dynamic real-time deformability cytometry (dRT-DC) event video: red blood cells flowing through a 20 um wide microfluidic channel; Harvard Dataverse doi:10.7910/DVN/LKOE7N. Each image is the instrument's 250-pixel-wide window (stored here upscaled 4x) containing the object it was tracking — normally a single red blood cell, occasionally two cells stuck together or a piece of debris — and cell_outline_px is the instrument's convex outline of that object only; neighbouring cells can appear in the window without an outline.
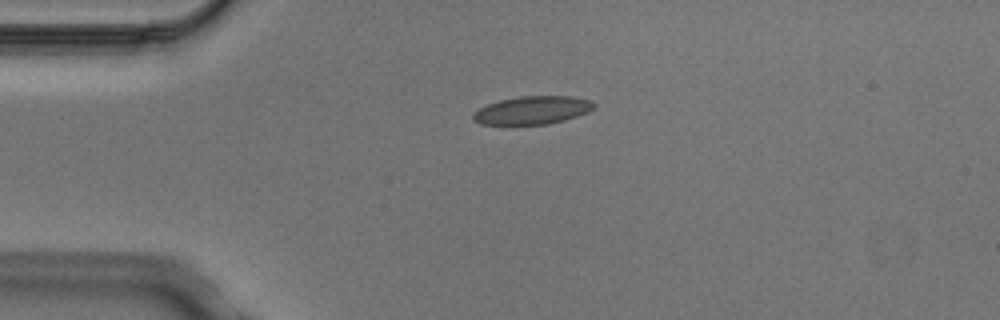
{"species": "Egyptian fruit bat (a non-hibernating species)", "species_latin": "Rousettus aegyptiacus", "temperature_condition": "cold", "stored_images_in_passage": 2, "camera_frame_rate_fps": 3000, "um_per_image_px": 0.085, "animal": {"sex": "male"}, "frame": {"image": 1, "passage_image": 1, "time_ms": 0.0, "image_size_px": [1000, 320], "cell_outline_px": [[596, 108], [588, 112], [564, 120], [548, 124], [480, 124], [472, 120], [472, 116], [480, 108], [488, 104], [500, 100], [520, 96], [572, 96], [592, 100], [596, 104]], "centroid_in_image_um": [45.3, 9.36], "position_along_channel_um": 39.7, "area_um2": 19.77}}